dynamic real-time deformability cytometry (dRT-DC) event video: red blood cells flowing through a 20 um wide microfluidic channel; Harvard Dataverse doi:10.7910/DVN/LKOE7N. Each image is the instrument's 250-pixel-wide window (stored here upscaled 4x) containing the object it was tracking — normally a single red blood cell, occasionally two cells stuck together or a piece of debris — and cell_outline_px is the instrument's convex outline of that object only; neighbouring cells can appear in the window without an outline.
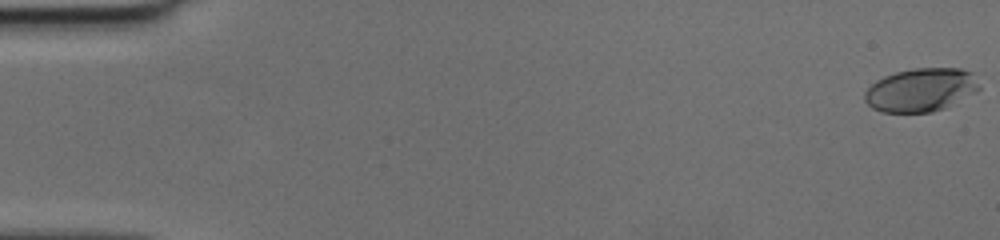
{"species": "human", "species_latin": "Homo sapiens", "temperature_condition": "cold", "stored_images_in_passage": 14, "camera_frame_rate_fps": 3000, "um_per_image_px": 0.085, "donor": {"sex": "female"}, "frame": {"image": 1, "passage_image": 1, "time_ms": 0.0, "image_size_px": [1000, 240], "cell_outline_px": [[980, 88], [976, 92], [944, 108], [932, 112], [880, 112], [872, 108], [864, 100], [864, 92], [876, 80], [884, 76], [896, 72], [916, 68], [960, 68], [972, 72]], "centroid_in_image_um": [78.25, 7.64], "position_along_channel_um": 6.7, "area_um2": 28.9}}